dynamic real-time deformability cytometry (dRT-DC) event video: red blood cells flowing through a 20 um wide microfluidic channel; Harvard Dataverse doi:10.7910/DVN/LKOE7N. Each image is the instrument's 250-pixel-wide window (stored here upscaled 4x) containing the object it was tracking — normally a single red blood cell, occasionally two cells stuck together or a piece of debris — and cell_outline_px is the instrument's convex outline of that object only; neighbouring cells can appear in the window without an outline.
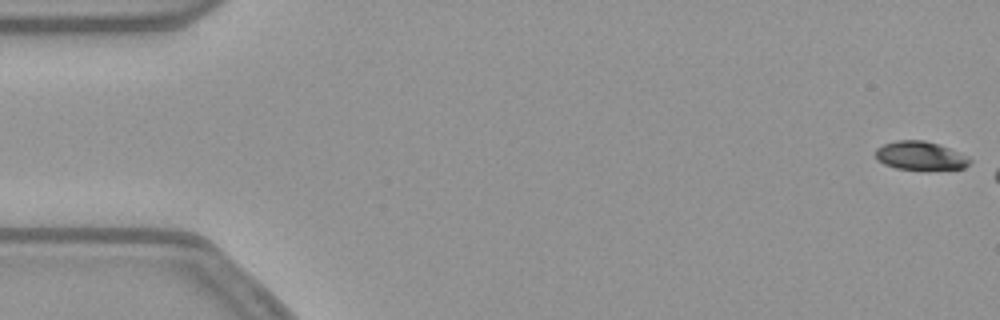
{"species": "common noctule bat (a hibernating species)", "species_latin": "Nyctalus noctula", "temperature_condition": "warm", "stored_images_in_passage": 7, "camera_frame_rate_fps": 3000, "um_per_image_px": 0.085, "animal": {"sex": "female", "body_mass_g": 21.9}, "frame": {"image": 1, "passage_image": 1, "time_ms": 0.0, "image_size_px": [1000, 320], "cell_outline_px": [[972, 160], [964, 168], [896, 168], [884, 164], [876, 160], [876, 148], [884, 144], [896, 140], [924, 140], [948, 148], [968, 156]], "centroid_in_image_um": [78.19, 13.21], "position_along_channel_um": 6.8, "area_um2": 15.2}}